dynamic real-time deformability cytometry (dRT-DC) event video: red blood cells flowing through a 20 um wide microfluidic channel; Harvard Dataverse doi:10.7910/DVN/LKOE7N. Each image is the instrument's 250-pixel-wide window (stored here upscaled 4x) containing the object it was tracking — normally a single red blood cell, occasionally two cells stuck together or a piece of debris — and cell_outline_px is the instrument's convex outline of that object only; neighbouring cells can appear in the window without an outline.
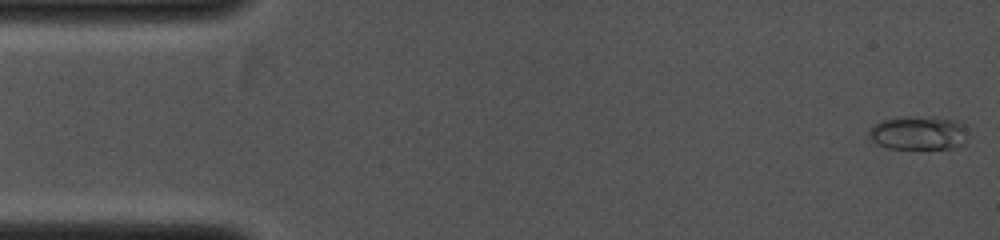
{"species": "common noctule bat (a hibernating species)", "species_latin": "Nyctalus noctula", "temperature_condition": "cold", "stored_images_in_passage": 9, "camera_frame_rate_fps": 4000, "um_per_image_px": 0.085, "animal": {"sex": "female", "body_mass_g": 19.0, "forearm_length_mm": 53.3}, "frame": {"image": 1, "passage_image": 1, "time_ms": 0.0, "image_size_px": [1000, 240], "cell_outline_px": [[964, 144], [956, 148], [888, 148], [876, 144], [868, 136], [868, 128], [872, 124], [884, 120], [900, 116], [908, 116], [952, 120], [960, 124], [964, 128]], "centroid_in_image_um": [77.95, 11.31], "position_along_channel_um": 7.0, "area_um2": 19.13}}
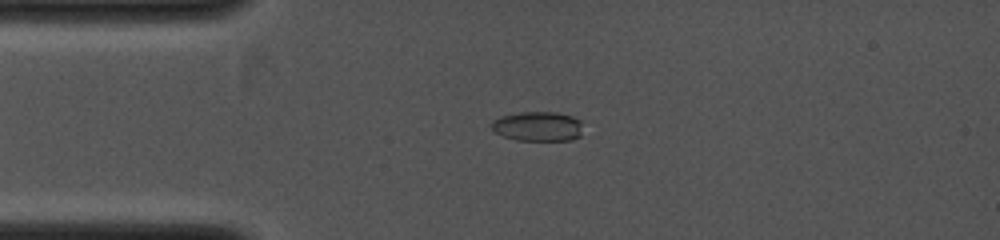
{"frame": {"image": 2, "passage_image": 6, "time_ms": 2.5, "image_size_px": [1000, 240], "cell_outline_px": [[580, 136], [572, 140], [516, 140], [504, 136], [496, 132], [492, 128], [492, 120], [500, 116], [520, 112], [556, 112], [572, 116], [580, 120]], "centroid_in_image_um": [45.7, 10.73], "position_along_channel_um": 39.3, "area_um2": 15.66}}
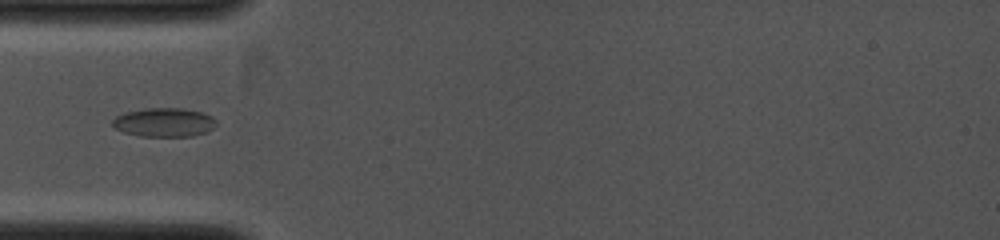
{"frame": {"image": 3, "passage_image": 8, "time_ms": 3.5, "image_size_px": [1000, 240], "cell_outline_px": [[216, 124], [212, 128], [204, 132], [192, 136], [140, 136], [124, 132], [116, 128], [112, 124], [112, 120], [116, 116], [124, 112], [144, 108], [180, 108], [200, 112], [212, 116], [216, 120]], "centroid_in_image_um": [13.92, 10.39], "position_along_channel_um": 71.1, "area_um2": 17.34}}